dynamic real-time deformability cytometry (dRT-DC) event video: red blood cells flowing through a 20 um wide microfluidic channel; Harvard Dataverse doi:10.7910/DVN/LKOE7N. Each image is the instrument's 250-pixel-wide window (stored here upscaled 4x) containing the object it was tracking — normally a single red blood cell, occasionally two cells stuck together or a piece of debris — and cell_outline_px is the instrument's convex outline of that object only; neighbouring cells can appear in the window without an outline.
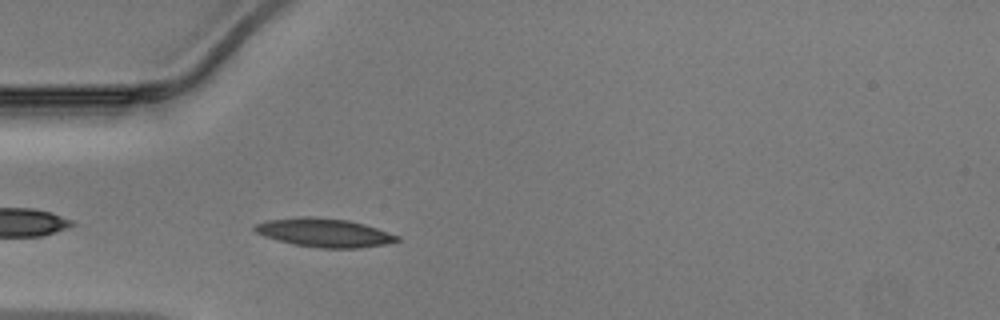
{"species": "Egyptian fruit bat (a non-hibernating species)", "species_latin": "Rousettus aegyptiacus", "temperature_condition": "warm", "stored_images_in_passage": 34, "camera_frame_rate_fps": 3000, "um_per_image_px": 0.085, "animal": {"sex": "male"}, "frame": {"image": 1, "passage_image": 3, "time_ms": 0.667, "image_size_px": [1000, 320], "cell_outline_px": [[400, 240], [384, 244], [360, 248], [320, 248], [292, 244], [264, 236], [256, 232], [252, 228], [256, 224], [268, 220], [348, 220], [364, 224], [400, 236]], "centroid_in_image_um": [27.63, 19.84], "position_along_channel_um": 57.4, "area_um2": 22.37}}
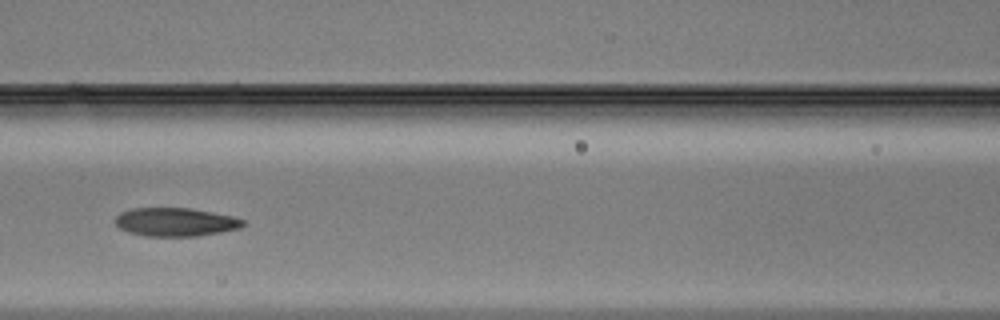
{"frame": {"image": 2, "passage_image": 10, "time_ms": 3.0, "image_size_px": [1000, 320], "cell_outline_px": [[248, 224], [240, 228], [220, 232], [196, 236], [144, 236], [128, 232], [120, 228], [116, 224], [116, 216], [120, 212], [132, 208], [192, 208], [232, 216], [244, 220]], "centroid_in_image_um": [14.93, 18.87], "position_along_channel_um": 151.7, "area_um2": 21.27}}
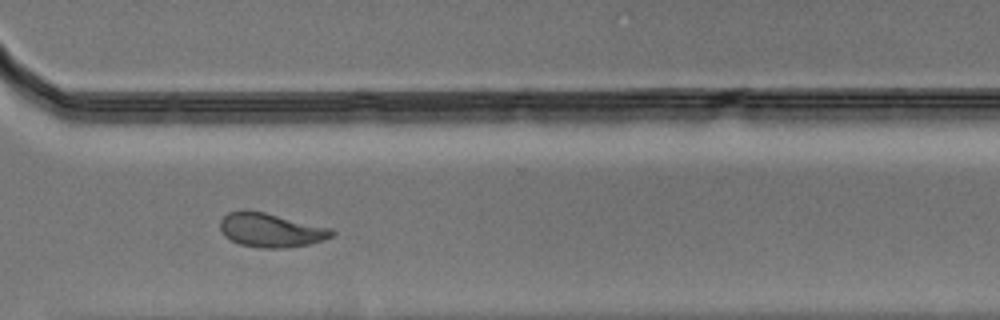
{"frame": {"image": 3, "passage_image": 24, "time_ms": 7.667, "image_size_px": [1000, 320], "cell_outline_px": [[336, 232], [332, 236], [324, 240], [308, 244], [284, 248], [260, 248], [240, 244], [224, 236], [220, 228], [220, 220], [228, 212], [244, 208], [264, 212], [332, 228]], "centroid_in_image_um": [23.0, 19.54], "position_along_channel_um": 347.6, "area_um2": 22.31}}